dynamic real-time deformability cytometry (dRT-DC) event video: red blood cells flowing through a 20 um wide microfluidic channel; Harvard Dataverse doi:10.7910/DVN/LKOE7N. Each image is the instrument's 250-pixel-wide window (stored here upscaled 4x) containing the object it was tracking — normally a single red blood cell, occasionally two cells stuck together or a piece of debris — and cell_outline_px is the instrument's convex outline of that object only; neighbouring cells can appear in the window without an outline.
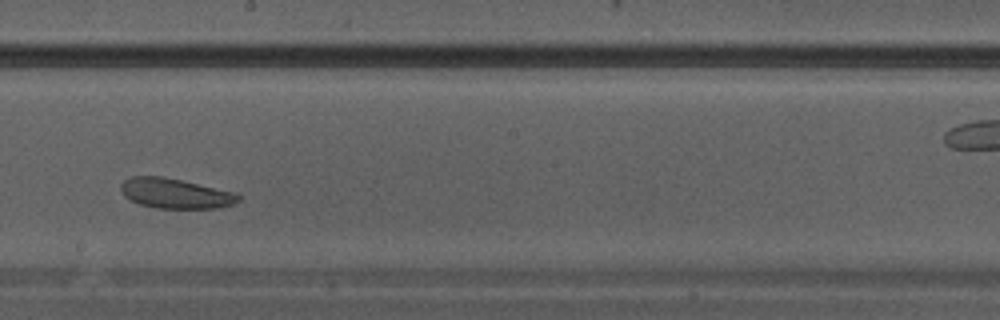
{"species": "Egyptian fruit bat (a non-hibernating species)", "species_latin": "Rousettus aegyptiacus", "temperature_condition": "warm", "stored_images_in_passage": 16, "camera_frame_rate_fps": 3000, "um_per_image_px": 0.085, "animal": {"sex": "male"}, "frame": {"image": 1, "passage_image": 12, "time_ms": 3.667, "image_size_px": [1000, 320], "cell_outline_px": [[240, 200], [236, 204], [216, 208], [156, 208], [140, 204], [124, 196], [120, 188], [120, 184], [124, 180], [132, 176], [160, 176], [180, 180], [236, 192], [240, 196]], "centroid_in_image_um": [14.92, 16.44], "position_along_channel_um": 233.3, "area_um2": 20.52}}
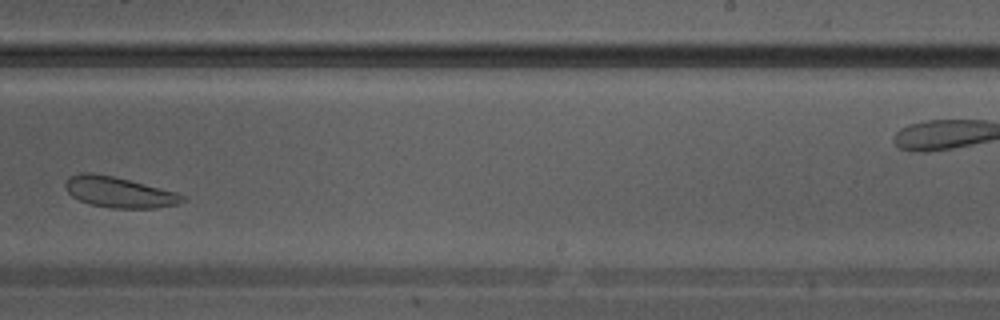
{"frame": {"image": 2, "passage_image": 14, "time_ms": 4.333, "image_size_px": [1000, 320], "cell_outline_px": [[188, 196], [180, 204], [152, 208], [112, 208], [88, 204], [72, 196], [64, 188], [64, 184], [68, 176], [80, 172], [92, 172], [112, 176], [176, 192]], "centroid_in_image_um": [10.09, 16.33], "position_along_channel_um": 278.9, "area_um2": 21.04}}